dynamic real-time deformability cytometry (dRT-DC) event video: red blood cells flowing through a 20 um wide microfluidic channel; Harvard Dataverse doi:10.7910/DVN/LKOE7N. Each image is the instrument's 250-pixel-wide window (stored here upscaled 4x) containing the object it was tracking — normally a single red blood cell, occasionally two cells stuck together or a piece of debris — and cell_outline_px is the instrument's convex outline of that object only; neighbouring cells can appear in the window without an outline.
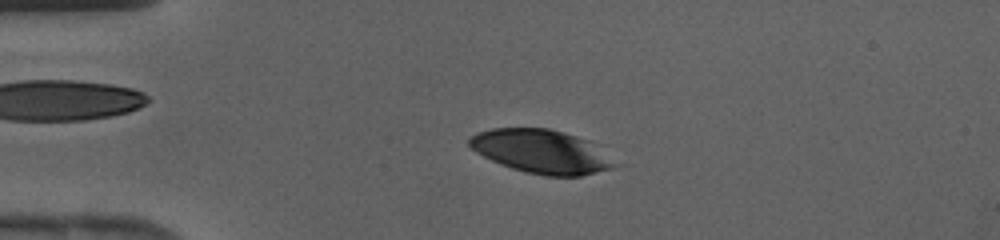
{"species": "human", "species_latin": "Homo sapiens", "temperature_condition": "cold", "stored_images_in_passage": 43, "camera_frame_rate_fps": 3000, "um_per_image_px": 0.085, "donor": {"sex": "female"}, "frame": {"image": 1, "passage_image": 10, "time_ms": 3.0, "image_size_px": [1000, 240], "cell_outline_px": [[628, 164], [580, 176], [544, 176], [524, 172], [500, 164], [476, 152], [468, 144], [468, 136], [492, 128], [548, 128], [564, 132], [600, 144]], "centroid_in_image_um": [46.21, 12.89], "position_along_channel_um": 38.8, "area_um2": 38.21}}
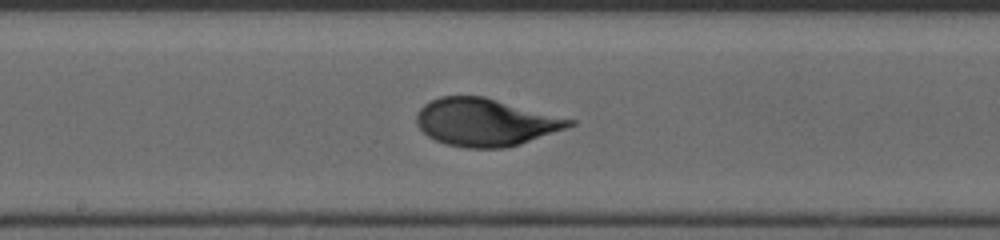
{"frame": {"image": 2, "passage_image": 23, "time_ms": 7.333, "image_size_px": [1000, 240], "cell_outline_px": [[576, 124], [568, 128], [520, 144], [504, 148], [464, 148], [444, 144], [428, 136], [416, 124], [416, 112], [424, 104], [440, 96], [484, 96], [576, 120]], "centroid_in_image_um": [41.27, 10.39], "position_along_channel_um": 206.9, "area_um2": 42.54}}
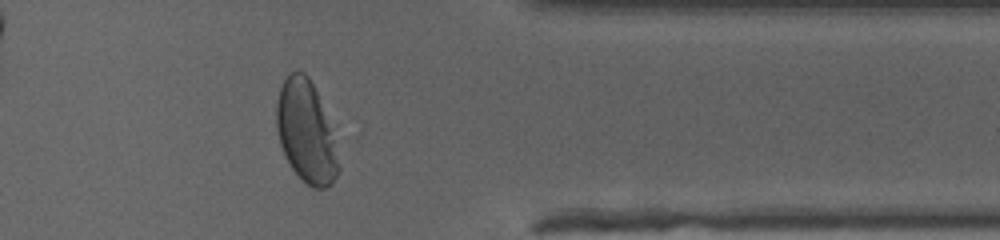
{"frame": {"image": 3, "passage_image": 35, "time_ms": 11.333, "image_size_px": [1000, 240], "cell_outline_px": [[340, 172], [332, 184], [324, 188], [312, 188], [292, 168], [284, 156], [280, 144], [276, 128], [276, 104], [280, 88], [284, 80], [292, 72], [304, 72], [308, 76], [316, 92], [332, 140], [340, 168]], "centroid_in_image_um": [25.96, 11.25], "position_along_channel_um": 385.4, "area_um2": 35.55}}